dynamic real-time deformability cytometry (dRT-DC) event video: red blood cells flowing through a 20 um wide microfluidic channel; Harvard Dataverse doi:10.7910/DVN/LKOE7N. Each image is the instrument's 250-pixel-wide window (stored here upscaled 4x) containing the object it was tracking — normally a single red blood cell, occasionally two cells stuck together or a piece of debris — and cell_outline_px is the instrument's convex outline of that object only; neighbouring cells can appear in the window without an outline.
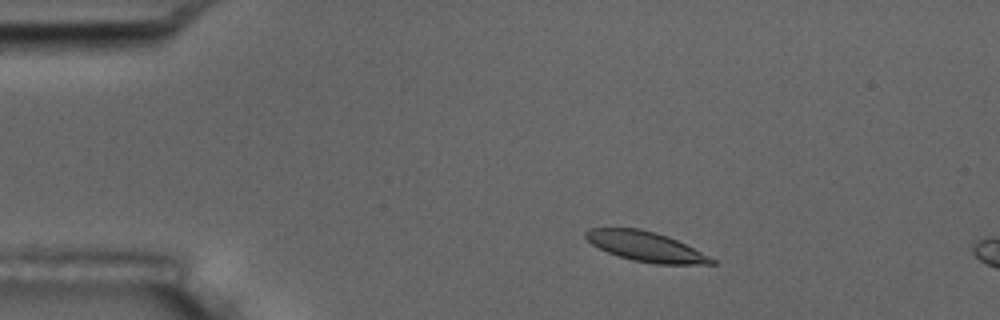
{"species": "common noctule bat (a hibernating species)", "species_latin": "Nyctalus noctula", "temperature_condition": "room temperature", "stored_images_in_passage": 4, "camera_frame_rate_fps": 3000, "um_per_image_px": 0.085, "animal": {"sex": "male", "body_mass_g": 17.5, "forearm_length_mm": 52.3}, "frame": {"image": 1, "passage_image": 2, "time_ms": 1.0, "image_size_px": [1000, 320], "cell_outline_px": [[716, 264], [656, 264], [632, 260], [608, 252], [592, 244], [584, 236], [584, 232], [588, 228], [640, 228], [668, 236], [716, 260]], "centroid_in_image_um": [54.86, 20.95], "position_along_channel_um": 30.1, "area_um2": 21.56}}